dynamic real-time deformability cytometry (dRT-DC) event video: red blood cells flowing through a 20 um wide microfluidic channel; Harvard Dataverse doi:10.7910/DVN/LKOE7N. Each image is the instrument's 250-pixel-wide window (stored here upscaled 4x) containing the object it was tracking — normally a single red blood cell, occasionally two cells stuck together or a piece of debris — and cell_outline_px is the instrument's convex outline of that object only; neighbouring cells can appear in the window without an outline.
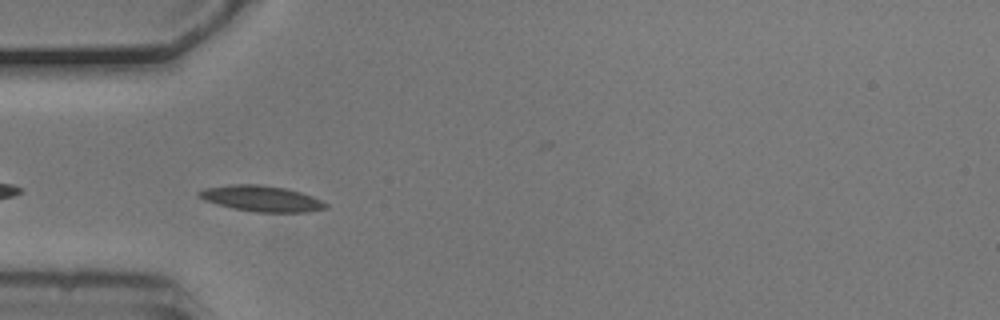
{"species": "common noctule bat (a hibernating species)", "species_latin": "Nyctalus noctula", "temperature_condition": "cold", "stored_images_in_passage": 41, "camera_frame_rate_fps": 3000, "um_per_image_px": 0.085, "animal": {"sex": "male", "body_mass_g": 20.5, "forearm_length_mm": 52.5}, "frame": {"image": 1, "passage_image": 3, "time_ms": 0.667, "image_size_px": [1000, 320], "cell_outline_px": [[328, 208], [308, 212], [256, 212], [232, 208], [204, 200], [196, 196], [196, 192], [204, 188], [232, 184], [260, 184], [284, 188], [300, 192], [312, 196], [328, 204]], "centroid_in_image_um": [22.2, 16.87], "position_along_channel_um": 62.8, "area_um2": 19.13}}
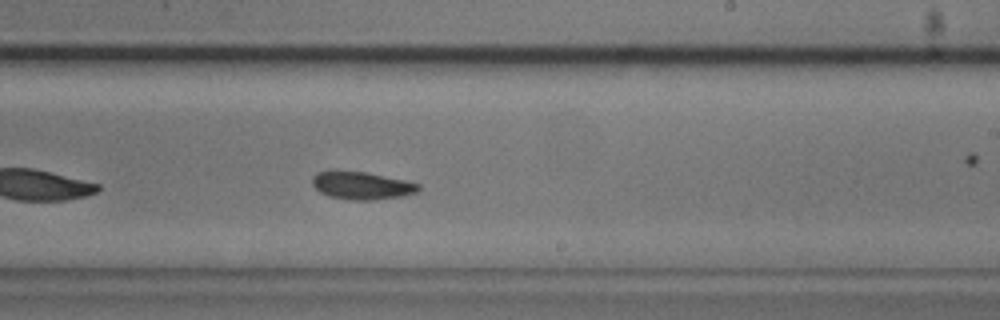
{"frame": {"image": 2, "passage_image": 19, "time_ms": 6.0, "image_size_px": [1000, 320], "cell_outline_px": [[420, 188], [416, 192], [404, 196], [376, 200], [352, 200], [332, 196], [320, 192], [312, 184], [312, 176], [316, 172], [368, 172], [404, 180], [420, 184]], "centroid_in_image_um": [30.79, 15.78], "position_along_channel_um": 258.2, "area_um2": 16.88}}
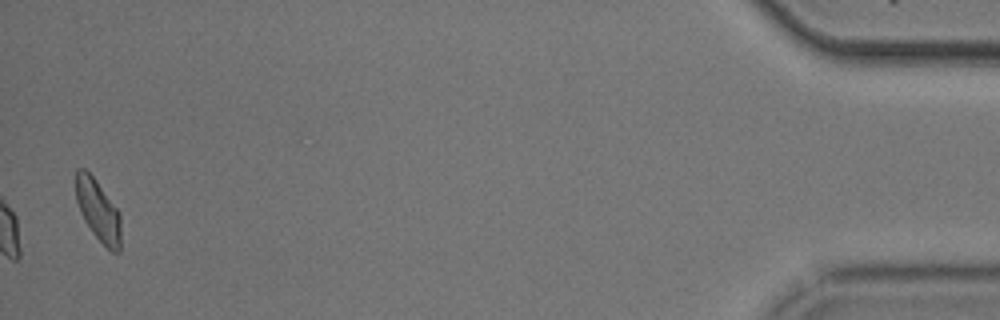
{"frame": {"image": 3, "passage_image": 40, "time_ms": 13.0, "image_size_px": [1000, 320], "cell_outline_px": [[120, 252], [112, 252], [92, 232], [84, 220], [80, 212], [76, 200], [76, 168], [84, 168], [96, 180], [120, 212]], "centroid_in_image_um": [8.34, 17.87], "position_along_channel_um": 426.9, "area_um2": 16.01}, "authors_computed_cell_mechanics": {"area_um2": 16.9354, "velocity_mm_per_s": 3.6849, "shape_relaxation_time_tau1_ms": 3.3244, "shape_relaxation_time_tau2_ms": 6.7806, "deformation_change_tau1": 0.0963, "deformation_change_tau2": 0.1129}}